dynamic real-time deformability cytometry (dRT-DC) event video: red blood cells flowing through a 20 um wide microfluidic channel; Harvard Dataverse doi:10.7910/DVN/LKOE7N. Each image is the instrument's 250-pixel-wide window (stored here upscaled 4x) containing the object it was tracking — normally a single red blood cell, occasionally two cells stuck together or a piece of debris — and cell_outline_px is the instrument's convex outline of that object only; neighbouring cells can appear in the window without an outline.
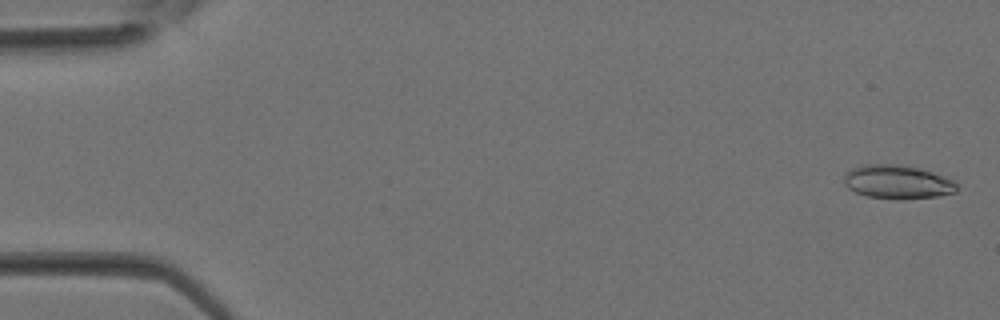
{"species": "Egyptian fruit bat (a non-hibernating species)", "species_latin": "Rousettus aegyptiacus", "temperature_condition": "room temperature", "stored_images_in_passage": 20, "camera_frame_rate_fps": 3000, "um_per_image_px": 0.085, "animal": {"sex": "female"}, "frame": {"image": 1, "passage_image": 1, "time_ms": 0.0, "image_size_px": [1000, 320], "cell_outline_px": [[956, 192], [936, 196], [904, 200], [896, 200], [868, 196], [856, 192], [848, 188], [844, 184], [844, 176], [852, 168], [864, 164], [896, 164], [920, 168], [944, 176], [952, 180], [956, 184]], "centroid_in_image_um": [76.27, 15.47], "position_along_channel_um": 8.7, "area_um2": 22.2}}
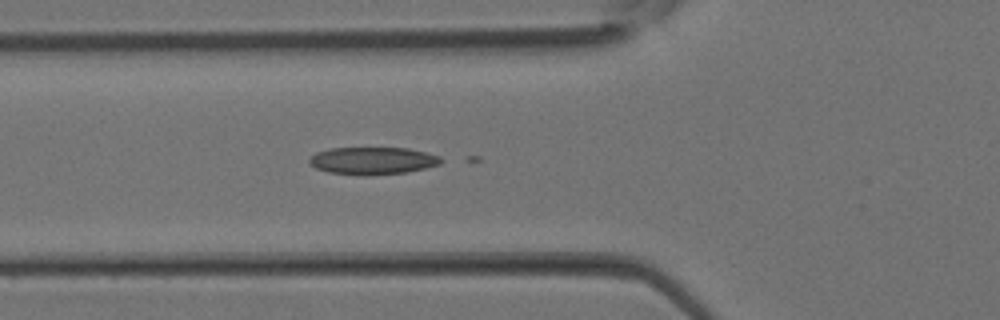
{"frame": {"image": 2, "passage_image": 13, "time_ms": 4.0, "image_size_px": [1000, 320], "cell_outline_px": [[444, 160], [440, 164], [424, 168], [404, 172], [368, 176], [328, 172], [316, 168], [308, 160], [316, 152], [328, 148], [408, 148], [440, 156]], "centroid_in_image_um": [31.68, 13.66], "position_along_channel_um": 94.1, "area_um2": 20.92}}
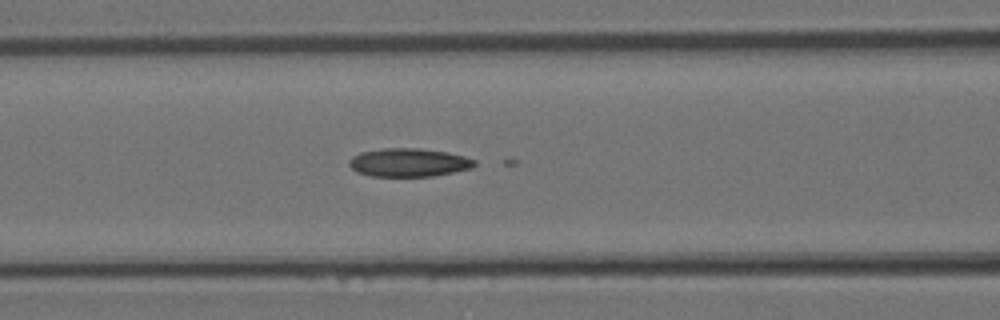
{"frame": {"image": 3, "passage_image": 15, "time_ms": 4.667, "image_size_px": [1000, 320], "cell_outline_px": [[476, 164], [472, 168], [432, 176], [372, 176], [356, 172], [348, 164], [348, 160], [352, 156], [360, 152], [384, 148], [420, 148], [448, 152], [464, 156], [476, 160]], "centroid_in_image_um": [34.73, 13.8], "position_along_channel_um": 131.9, "area_um2": 20.81}}